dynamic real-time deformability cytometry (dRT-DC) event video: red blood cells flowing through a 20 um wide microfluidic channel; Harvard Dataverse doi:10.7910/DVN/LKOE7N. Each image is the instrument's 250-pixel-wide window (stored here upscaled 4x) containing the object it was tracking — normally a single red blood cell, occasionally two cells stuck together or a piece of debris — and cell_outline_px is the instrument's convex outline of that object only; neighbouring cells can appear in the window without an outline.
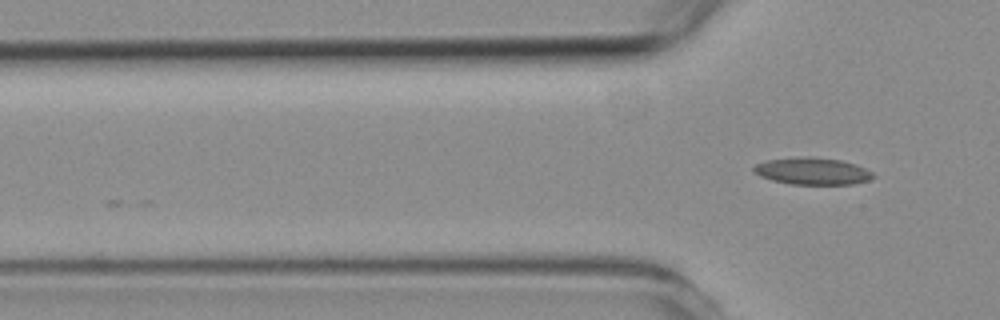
{"species": "common noctule bat (a hibernating species)", "species_latin": "Nyctalus noctula", "temperature_condition": "room temperature", "stored_images_in_passage": 3, "camera_frame_rate_fps": 3000, "um_per_image_px": 0.085, "animal": {"sex": "female", "body_mass_g": 19.3, "forearm_length_mm": 54.1}, "frame": {"image": 1, "passage_image": 3, "time_ms": 3.333, "image_size_px": [1000, 320], "cell_outline_px": [[876, 176], [868, 180], [852, 184], [792, 184], [772, 180], [760, 176], [752, 172], [752, 168], [756, 164], [768, 160], [840, 160], [856, 164], [872, 172]], "centroid_in_image_um": [69.08, 14.61], "position_along_channel_um": 56.7, "area_um2": 17.63}}